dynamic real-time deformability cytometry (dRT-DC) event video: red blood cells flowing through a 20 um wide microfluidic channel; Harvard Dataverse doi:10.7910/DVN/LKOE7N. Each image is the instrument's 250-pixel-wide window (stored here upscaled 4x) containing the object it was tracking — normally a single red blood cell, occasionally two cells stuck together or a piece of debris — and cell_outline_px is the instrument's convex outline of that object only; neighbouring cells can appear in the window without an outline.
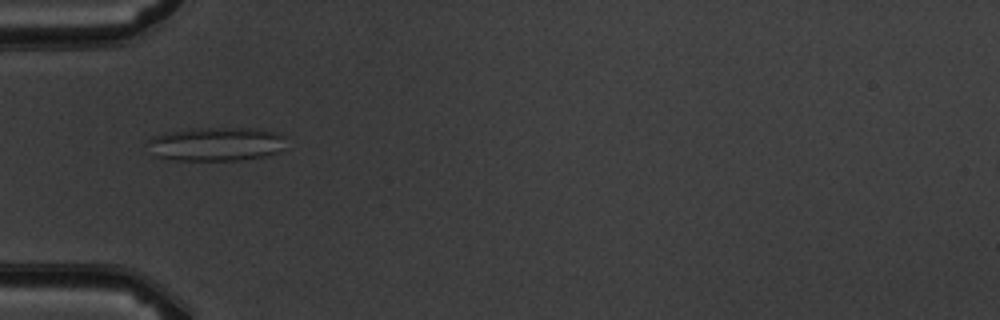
{"species": "common noctule bat (a hibernating species)", "species_latin": "Nyctalus noctula", "temperature_condition": "warm", "stored_images_in_passage": 5, "camera_frame_rate_fps": 3000, "um_per_image_px": 0.085, "animal": {"sex": "male", "body_mass_g": 19.5, "forearm_length_mm": 54.6}, "frame": {"image": 1, "passage_image": 5, "time_ms": 5.333, "image_size_px": [1000, 320], "cell_outline_px": [[284, 148], [280, 152], [264, 156], [240, 160], [168, 160], [156, 156], [148, 140], [152, 136], [164, 132], [188, 128], [252, 128], [276, 132], [284, 136]], "centroid_in_image_um": [18.38, 12.24], "position_along_channel_um": 66.6, "area_um2": 27.4}}